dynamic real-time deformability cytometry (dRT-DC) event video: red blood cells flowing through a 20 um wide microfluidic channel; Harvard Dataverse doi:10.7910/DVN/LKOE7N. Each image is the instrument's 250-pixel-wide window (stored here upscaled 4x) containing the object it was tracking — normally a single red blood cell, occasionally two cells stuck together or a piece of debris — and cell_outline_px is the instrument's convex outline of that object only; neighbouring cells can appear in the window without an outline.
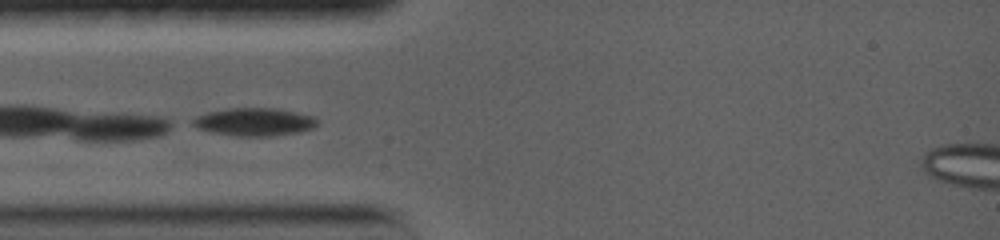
{"species": "common noctule bat (a hibernating species)", "species_latin": "Nyctalus noctula", "temperature_condition": "warm", "stored_images_in_passage": 1, "camera_frame_rate_fps": 5000, "um_per_image_px": 0.085, "animal": {"sex": "female", "body_mass_g": 19.0, "forearm_length_mm": 56.7}, "frame": {"image": 1, "passage_image": 1, "time_ms": 0.0, "image_size_px": [1000, 240], "cell_outline_px": [[320, 124], [312, 128], [300, 132], [268, 136], [236, 136], [208, 132], [196, 128], [188, 124], [188, 120], [196, 116], [208, 112], [224, 108], [276, 108], [316, 116]], "centroid_in_image_um": [21.56, 10.36], "position_along_channel_um": 63.4, "area_um2": 20.81}}